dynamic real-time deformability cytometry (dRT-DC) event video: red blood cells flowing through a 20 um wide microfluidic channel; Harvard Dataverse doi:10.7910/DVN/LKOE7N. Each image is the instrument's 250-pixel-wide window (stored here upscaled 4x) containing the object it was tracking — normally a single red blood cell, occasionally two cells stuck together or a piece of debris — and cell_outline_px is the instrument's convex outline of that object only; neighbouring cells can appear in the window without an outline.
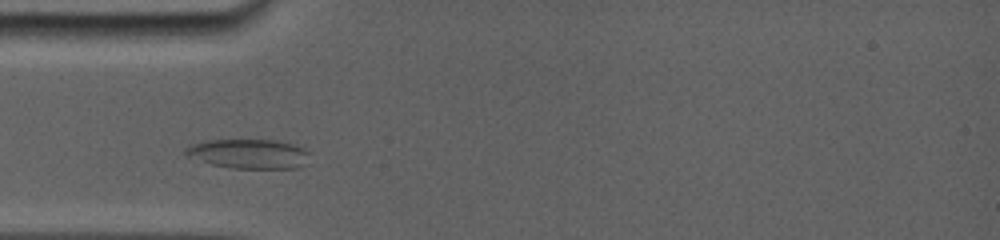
{"species": "common noctule bat (a hibernating species)", "species_latin": "Nyctalus noctula", "temperature_condition": "room temperature", "stored_images_in_passage": 18, "camera_frame_rate_fps": 5000, "um_per_image_px": 0.085, "animal": {"sex": "female", "body_mass_g": 19.0, "forearm_length_mm": 56.7}, "frame": {"image": 1, "passage_image": 2, "time_ms": 1.2, "image_size_px": [1000, 240], "cell_outline_px": [[308, 152], [304, 164], [300, 168], [228, 168], [212, 164], [184, 156], [184, 152], [188, 148], [196, 144], [216, 140], [268, 140], [288, 144], [300, 148]], "centroid_in_image_um": [21.1, 13.1], "position_along_channel_um": 63.9, "area_um2": 20.58}}
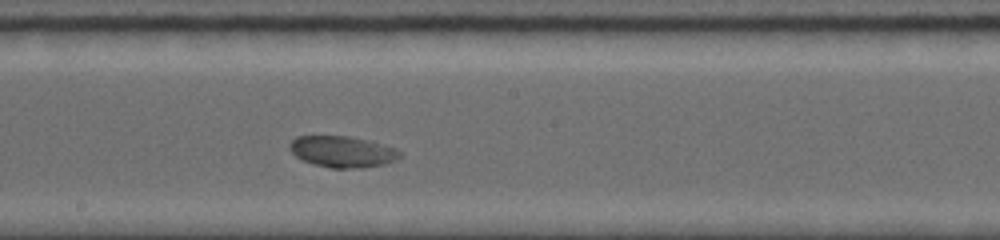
{"frame": {"image": 2, "passage_image": 7, "time_ms": 5.4, "image_size_px": [1000, 240], "cell_outline_px": [[400, 156], [396, 160], [384, 164], [360, 168], [328, 168], [312, 164], [300, 160], [288, 148], [288, 144], [296, 136], [348, 136], [396, 148], [400, 152]], "centroid_in_image_um": [29.04, 12.9], "position_along_channel_um": 219.2, "area_um2": 20.06}}
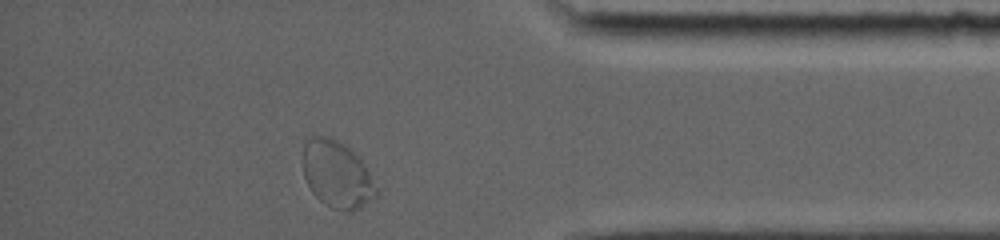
{"frame": {"image": 3, "passage_image": 18, "time_ms": 10.8, "image_size_px": [1000, 240], "cell_outline_px": [[380, 192], [376, 196], [360, 208], [352, 212], [348, 212], [332, 208], [324, 204], [312, 192], [304, 176], [304, 140], [312, 136], [328, 136], [344, 144], [364, 164]], "centroid_in_image_um": [28.65, 14.85], "position_along_channel_um": 406.6, "area_um2": 28.5}, "authors_computed_cell_mechanics": {"area_um2": 20.5479, "velocity_mm_per_s": 3.708, "shape_relaxation_time_tau1_ms": 7.0324, "shape_relaxation_time_tau2_ms": null, "deformation_change_tau1": 0.1317, "deformation_change_tau2": null}}